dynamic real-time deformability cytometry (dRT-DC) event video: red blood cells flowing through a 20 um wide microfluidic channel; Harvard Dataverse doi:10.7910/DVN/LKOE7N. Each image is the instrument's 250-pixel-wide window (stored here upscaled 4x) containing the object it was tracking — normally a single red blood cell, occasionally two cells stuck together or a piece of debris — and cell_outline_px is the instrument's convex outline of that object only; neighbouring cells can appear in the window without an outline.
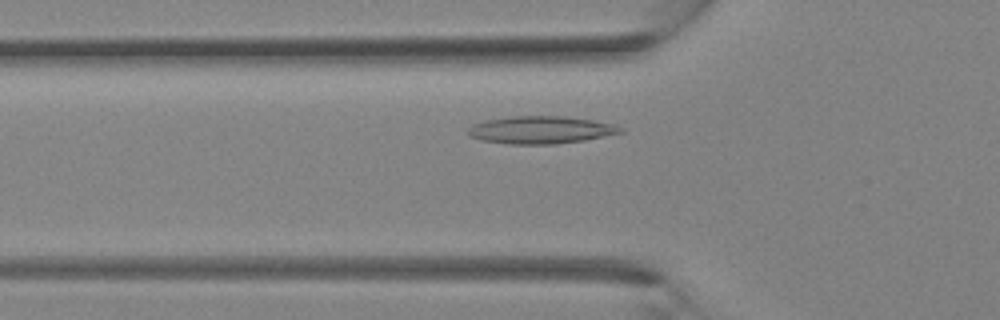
{"species": "Egyptian fruit bat (a non-hibernating species)", "species_latin": "Rousettus aegyptiacus", "temperature_condition": "room temperature", "stored_images_in_passage": 30, "camera_frame_rate_fps": 3000, "um_per_image_px": 0.085, "animal": {"sex": "female"}, "frame": {"image": 1, "passage_image": 7, "time_ms": 2.0, "image_size_px": [1000, 320], "cell_outline_px": [[624, 132], [584, 140], [556, 144], [508, 144], [480, 140], [468, 136], [468, 128], [472, 124], [488, 120], [512, 116], [564, 116], [592, 120], [612, 124], [624, 128]], "centroid_in_image_um": [45.94, 11.05], "position_along_channel_um": 79.9, "area_um2": 24.45}}
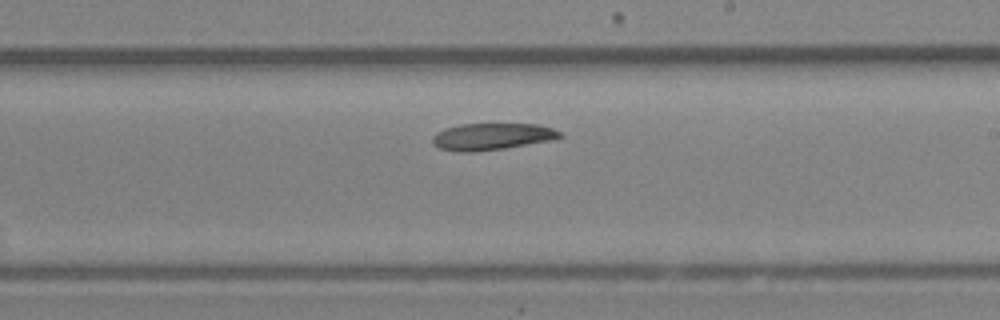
{"frame": {"image": 2, "passage_image": 16, "time_ms": 5.0, "image_size_px": [1000, 320], "cell_outline_px": [[564, 136], [556, 140], [504, 148], [472, 152], [460, 152], [440, 148], [432, 144], [432, 136], [436, 132], [444, 128], [460, 124], [540, 124], [552, 128], [560, 132]], "centroid_in_image_um": [41.83, 11.6], "position_along_channel_um": 247.2, "area_um2": 20.11}}
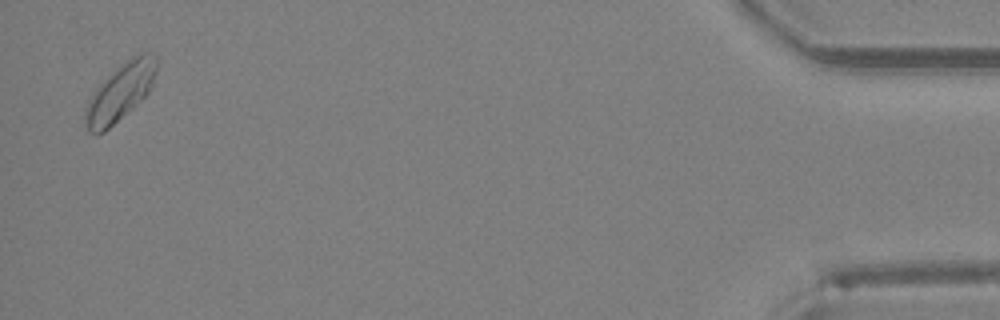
{"frame": {"image": 3, "passage_image": 30, "time_ms": 9.667, "image_size_px": [1000, 320], "cell_outline_px": [[156, 72], [152, 88], [140, 100], [104, 132], [88, 132], [84, 124], [84, 108], [92, 92], [112, 72], [132, 56], [144, 52], [156, 56]], "centroid_in_image_um": [10.19, 7.84], "position_along_channel_um": 425.0, "area_um2": 23.35}}